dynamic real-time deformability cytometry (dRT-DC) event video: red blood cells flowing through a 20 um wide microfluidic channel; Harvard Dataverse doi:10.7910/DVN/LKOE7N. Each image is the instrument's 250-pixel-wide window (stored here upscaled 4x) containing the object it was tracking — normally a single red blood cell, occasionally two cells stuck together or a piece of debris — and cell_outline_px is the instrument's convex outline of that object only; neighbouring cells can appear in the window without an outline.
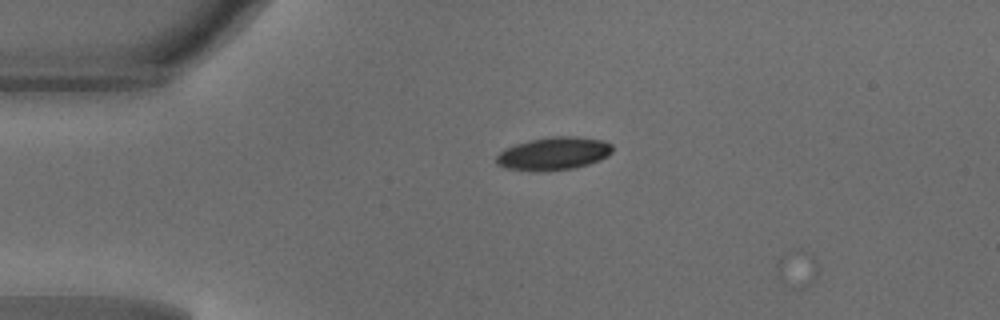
{"species": "common noctule bat (a hibernating species)", "species_latin": "Nyctalus noctula", "temperature_condition": "warm", "stored_images_in_passage": 6, "camera_frame_rate_fps": 3000, "um_per_image_px": 0.085, "animal": {"sex": "male", "body_mass_g": 18.8}, "frame": {"image": 1, "passage_image": 5, "time_ms": 1.333, "image_size_px": [1000, 320], "cell_outline_px": [[612, 152], [608, 156], [600, 160], [576, 168], [508, 168], [496, 164], [496, 156], [504, 148], [528, 140], [552, 136], [576, 136], [604, 140], [612, 144]], "centroid_in_image_um": [47.12, 12.99], "position_along_channel_um": 37.9, "area_um2": 21.56}}